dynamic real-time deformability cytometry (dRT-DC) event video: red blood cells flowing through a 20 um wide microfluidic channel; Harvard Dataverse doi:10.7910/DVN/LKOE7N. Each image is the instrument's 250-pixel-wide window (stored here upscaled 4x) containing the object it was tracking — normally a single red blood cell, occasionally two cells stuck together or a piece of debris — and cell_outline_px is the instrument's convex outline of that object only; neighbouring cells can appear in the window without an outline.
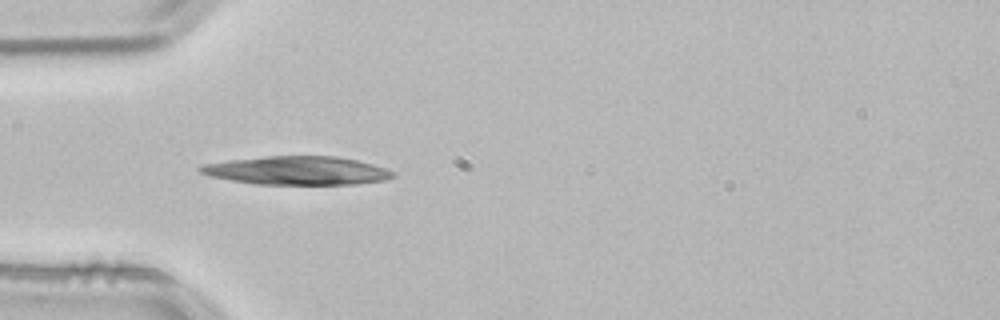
{"species": "common noctule bat (a hibernating species)", "species_latin": "Nyctalus noctula", "temperature_condition": "room temperature", "stored_images_in_passage": 2, "camera_frame_rate_fps": 3000, "um_per_image_px": 0.085, "animal": {"sex": "male", "body_mass_g": 21.5, "forearm_length_mm": 52.0}, "frame": {"image": 1, "passage_image": 2, "time_ms": 0.333, "image_size_px": [1000, 320], "cell_outline_px": [[396, 176], [388, 180], [356, 184], [256, 184], [232, 180], [212, 176], [200, 172], [196, 168], [204, 164], [228, 160], [268, 156], [336, 156], [356, 160], [372, 164], [384, 168], [392, 172]], "centroid_in_image_um": [25.28, 14.5], "position_along_channel_um": 59.7, "area_um2": 31.79}}